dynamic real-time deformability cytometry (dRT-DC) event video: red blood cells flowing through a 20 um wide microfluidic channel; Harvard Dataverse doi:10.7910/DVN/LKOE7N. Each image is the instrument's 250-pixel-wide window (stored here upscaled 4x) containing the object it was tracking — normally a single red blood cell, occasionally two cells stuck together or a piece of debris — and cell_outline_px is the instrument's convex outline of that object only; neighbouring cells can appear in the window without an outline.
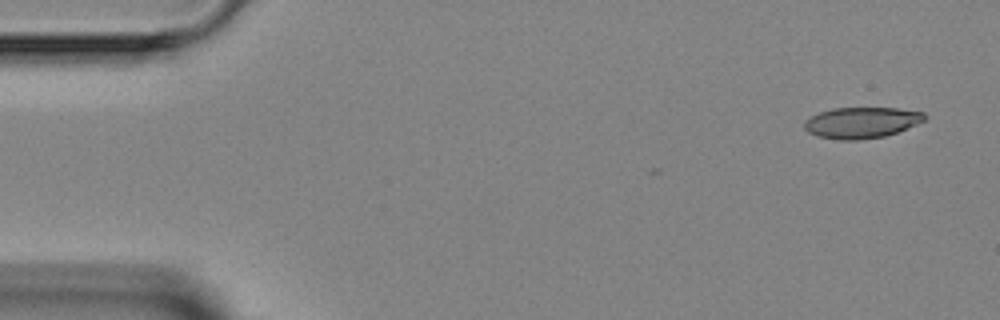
{"species": "Egyptian fruit bat (a non-hibernating species)", "species_latin": "Rousettus aegyptiacus", "temperature_condition": "room temperature", "stored_images_in_passage": 4, "camera_frame_rate_fps": 3000, "um_per_image_px": 0.085, "animal": {"sex": "female"}, "frame": {"image": 1, "passage_image": 1, "time_ms": 0.0, "image_size_px": [1000, 320], "cell_outline_px": [[928, 116], [924, 120], [896, 132], [884, 136], [856, 140], [840, 140], [816, 136], [808, 132], [804, 128], [804, 120], [820, 112], [832, 108], [900, 108], [924, 112]], "centroid_in_image_um": [73.2, 10.41], "position_along_channel_um": 11.8, "area_um2": 21.68}}
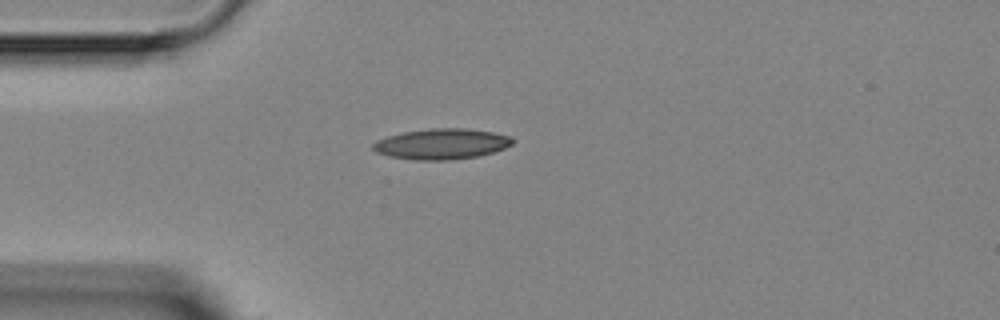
{"frame": {"image": 2, "passage_image": 4, "time_ms": 3.333, "image_size_px": [1000, 320], "cell_outline_px": [[516, 140], [512, 144], [504, 148], [492, 152], [476, 156], [448, 160], [412, 160], [388, 156], [376, 152], [372, 148], [372, 144], [376, 140], [388, 136], [404, 132], [432, 128], [464, 128], [492, 132], [512, 136]], "centroid_in_image_um": [37.53, 12.23], "position_along_channel_um": 47.5, "area_um2": 24.91}}